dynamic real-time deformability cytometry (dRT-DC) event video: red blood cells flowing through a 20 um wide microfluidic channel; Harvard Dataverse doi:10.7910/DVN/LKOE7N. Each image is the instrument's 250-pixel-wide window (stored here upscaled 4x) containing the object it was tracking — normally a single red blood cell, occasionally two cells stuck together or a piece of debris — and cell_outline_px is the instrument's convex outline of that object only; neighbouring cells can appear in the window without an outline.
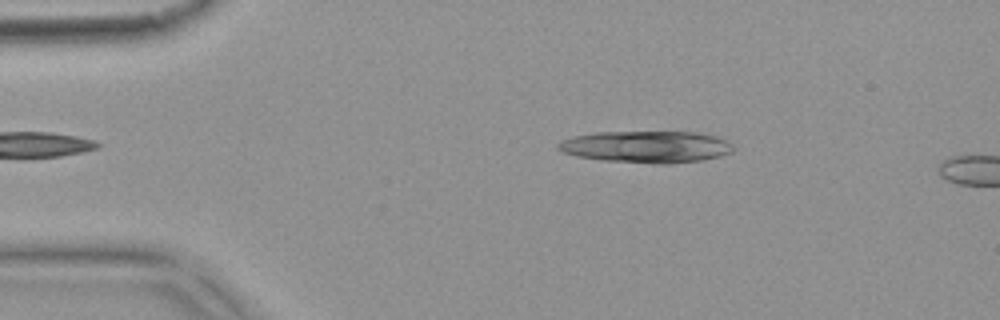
{"species": "common noctule bat (a hibernating species)", "species_latin": "Nyctalus noctula", "temperature_condition": "warm", "stored_images_in_passage": 4, "camera_frame_rate_fps": 3000, "um_per_image_px": 0.085, "animal": {"sex": "female", "body_mass_g": 18.4}, "frame": {"image": 1, "passage_image": 2, "time_ms": 0.333, "image_size_px": [1000, 320], "cell_outline_px": [[736, 148], [732, 152], [720, 156], [704, 160], [672, 164], [656, 164], [604, 160], [576, 156], [564, 152], [556, 148], [556, 144], [560, 140], [572, 136], [596, 132], [696, 132], [716, 136], [728, 140]], "centroid_in_image_um": [54.97, 12.48], "position_along_channel_um": 30.0, "area_um2": 32.89}}